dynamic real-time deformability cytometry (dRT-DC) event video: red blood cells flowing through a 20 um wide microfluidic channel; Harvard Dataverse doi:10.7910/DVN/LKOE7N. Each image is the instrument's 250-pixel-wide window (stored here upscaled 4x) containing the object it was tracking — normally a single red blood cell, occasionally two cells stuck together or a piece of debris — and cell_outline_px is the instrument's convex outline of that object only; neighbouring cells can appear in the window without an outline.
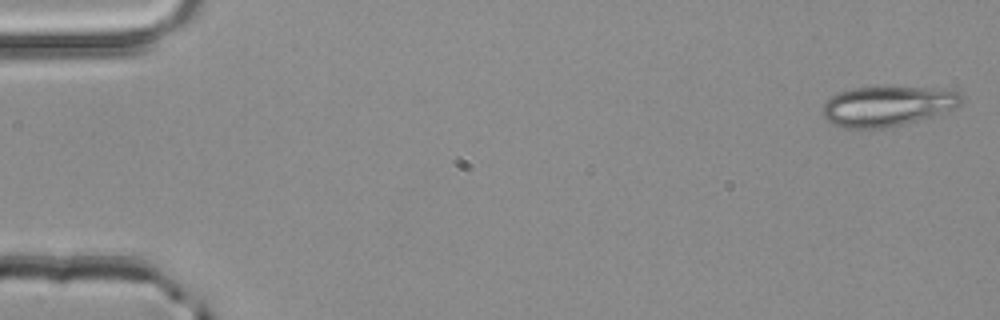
{"species": "common noctule bat (a hibernating species)", "species_latin": "Nyctalus noctula", "temperature_condition": "room temperature", "stored_images_in_passage": 41, "camera_frame_rate_fps": 3000, "um_per_image_px": 0.085, "animal": {"sex": "male", "body_mass_g": 20.4}, "frame": {"image": 1, "passage_image": 1, "time_ms": 0.0, "image_size_px": [1000, 320], "cell_outline_px": [[964, 100], [956, 108], [932, 116], [888, 128], [844, 128], [832, 124], [824, 116], [820, 108], [832, 96], [840, 92], [852, 88], [940, 88], [956, 92]], "centroid_in_image_um": [75.41, 9.04], "position_along_channel_um": 9.6, "area_um2": 32.02}}
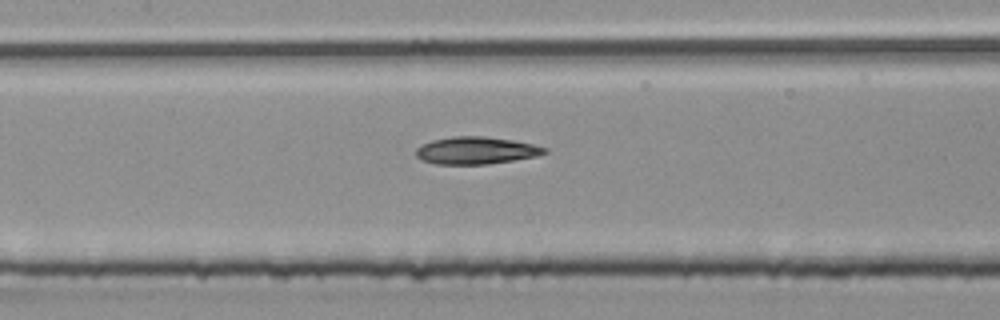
{"frame": {"image": 2, "passage_image": 24, "time_ms": 7.667, "image_size_px": [1000, 320], "cell_outline_px": [[548, 152], [536, 156], [488, 164], [436, 164], [420, 160], [416, 156], [416, 148], [432, 140], [452, 136], [484, 136], [512, 140], [532, 144], [548, 148]], "centroid_in_image_um": [40.45, 12.79], "position_along_channel_um": 167.0, "area_um2": 20.4}}
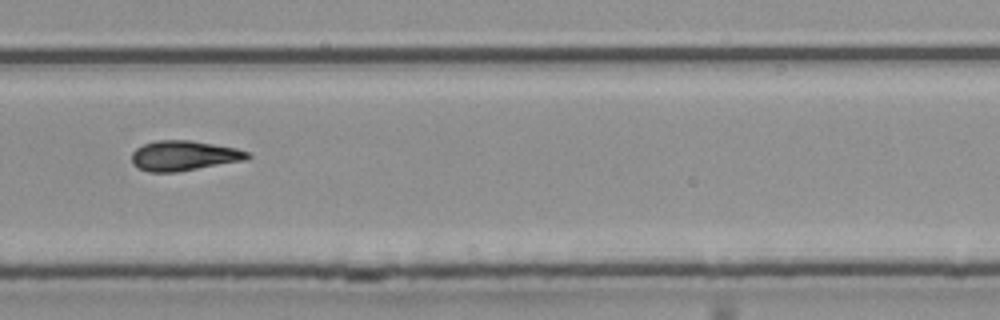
{"frame": {"image": 3, "passage_image": 35, "time_ms": 11.333, "image_size_px": [1000, 320], "cell_outline_px": [[252, 156], [244, 160], [176, 172], [148, 172], [136, 168], [132, 164], [132, 152], [136, 148], [144, 144], [160, 140], [192, 140], [236, 148], [248, 152]], "centroid_in_image_um": [15.6, 13.23], "position_along_channel_um": 314.2, "area_um2": 20.23}, "authors_computed_cell_mechanics": {"area_um2": 20.8658, "velocity_mm_per_s": 4.0284, "shape_relaxation_time_tau1_ms": 4.9367, "shape_relaxation_time_tau2_ms": 6.6405, "deformation_change_tau1": 0.1535, "deformation_change_tau2": 0.1695}}